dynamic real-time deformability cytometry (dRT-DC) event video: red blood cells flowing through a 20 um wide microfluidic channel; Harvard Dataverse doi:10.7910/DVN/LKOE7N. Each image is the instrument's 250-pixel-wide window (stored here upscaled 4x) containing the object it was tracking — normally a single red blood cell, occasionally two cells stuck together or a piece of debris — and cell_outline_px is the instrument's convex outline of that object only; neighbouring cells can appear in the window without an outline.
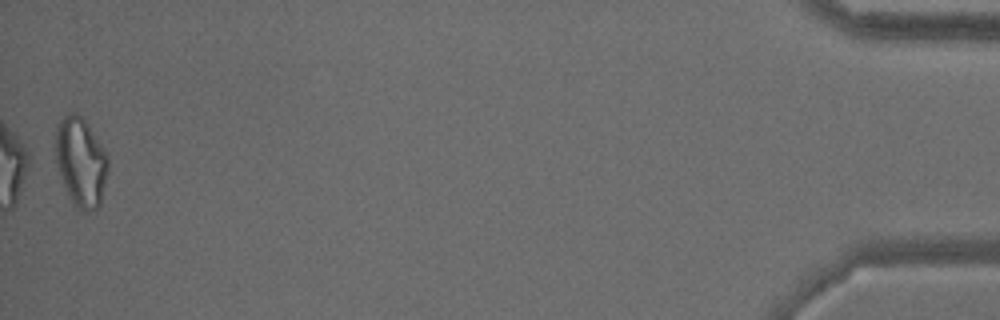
{"species": "common noctule bat (a hibernating species)", "species_latin": "Nyctalus noctula", "temperature_condition": "warm", "stored_images_in_passage": 39, "camera_frame_rate_fps": 3000, "um_per_image_px": 0.085, "animal": {"sex": "male", "body_mass_g": 15.6}, "frame": {"image": 1, "passage_image": 39, "time_ms": 12.667, "image_size_px": [1000, 320], "cell_outline_px": [[108, 168], [100, 204], [96, 208], [88, 212], [80, 212], [76, 208], [68, 196], [56, 160], [56, 124], [68, 112], [76, 112], [84, 120], [104, 148], [108, 156]], "centroid_in_image_um": [6.87, 13.77], "position_along_channel_um": 428.3, "area_um2": 27.11}}